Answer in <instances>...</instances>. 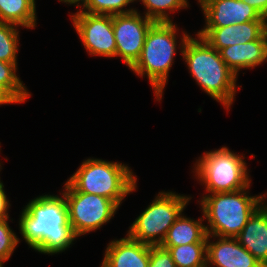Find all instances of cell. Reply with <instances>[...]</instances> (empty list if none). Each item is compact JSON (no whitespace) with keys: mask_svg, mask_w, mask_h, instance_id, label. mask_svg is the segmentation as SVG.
Masks as SVG:
<instances>
[{"mask_svg":"<svg viewBox=\"0 0 267 267\" xmlns=\"http://www.w3.org/2000/svg\"><path fill=\"white\" fill-rule=\"evenodd\" d=\"M181 53L197 84L227 110L234 101L237 76L222 60L219 51L203 38L183 33Z\"/></svg>","mask_w":267,"mask_h":267,"instance_id":"obj_2","label":"cell"},{"mask_svg":"<svg viewBox=\"0 0 267 267\" xmlns=\"http://www.w3.org/2000/svg\"><path fill=\"white\" fill-rule=\"evenodd\" d=\"M219 53L237 76L240 69L253 68L267 60V33L258 40L223 48Z\"/></svg>","mask_w":267,"mask_h":267,"instance_id":"obj_15","label":"cell"},{"mask_svg":"<svg viewBox=\"0 0 267 267\" xmlns=\"http://www.w3.org/2000/svg\"><path fill=\"white\" fill-rule=\"evenodd\" d=\"M209 239L207 235V267H263L237 238L220 237L215 243Z\"/></svg>","mask_w":267,"mask_h":267,"instance_id":"obj_13","label":"cell"},{"mask_svg":"<svg viewBox=\"0 0 267 267\" xmlns=\"http://www.w3.org/2000/svg\"><path fill=\"white\" fill-rule=\"evenodd\" d=\"M262 266L267 267V205L262 204L236 237Z\"/></svg>","mask_w":267,"mask_h":267,"instance_id":"obj_16","label":"cell"},{"mask_svg":"<svg viewBox=\"0 0 267 267\" xmlns=\"http://www.w3.org/2000/svg\"><path fill=\"white\" fill-rule=\"evenodd\" d=\"M71 18L75 30L90 55L116 57L113 15L90 14L80 10Z\"/></svg>","mask_w":267,"mask_h":267,"instance_id":"obj_9","label":"cell"},{"mask_svg":"<svg viewBox=\"0 0 267 267\" xmlns=\"http://www.w3.org/2000/svg\"><path fill=\"white\" fill-rule=\"evenodd\" d=\"M162 248L168 250L176 267H207V243Z\"/></svg>","mask_w":267,"mask_h":267,"instance_id":"obj_19","label":"cell"},{"mask_svg":"<svg viewBox=\"0 0 267 267\" xmlns=\"http://www.w3.org/2000/svg\"><path fill=\"white\" fill-rule=\"evenodd\" d=\"M254 8L263 18H267V0H241Z\"/></svg>","mask_w":267,"mask_h":267,"instance_id":"obj_27","label":"cell"},{"mask_svg":"<svg viewBox=\"0 0 267 267\" xmlns=\"http://www.w3.org/2000/svg\"><path fill=\"white\" fill-rule=\"evenodd\" d=\"M8 219L0 220V259L6 261L11 257L19 239L9 227Z\"/></svg>","mask_w":267,"mask_h":267,"instance_id":"obj_24","label":"cell"},{"mask_svg":"<svg viewBox=\"0 0 267 267\" xmlns=\"http://www.w3.org/2000/svg\"><path fill=\"white\" fill-rule=\"evenodd\" d=\"M203 218L193 220L179 216L170 227L161 247H173L191 243H207L206 226L202 224Z\"/></svg>","mask_w":267,"mask_h":267,"instance_id":"obj_17","label":"cell"},{"mask_svg":"<svg viewBox=\"0 0 267 267\" xmlns=\"http://www.w3.org/2000/svg\"><path fill=\"white\" fill-rule=\"evenodd\" d=\"M101 267H147L150 245L133 240L128 235L111 241L106 248Z\"/></svg>","mask_w":267,"mask_h":267,"instance_id":"obj_14","label":"cell"},{"mask_svg":"<svg viewBox=\"0 0 267 267\" xmlns=\"http://www.w3.org/2000/svg\"><path fill=\"white\" fill-rule=\"evenodd\" d=\"M206 17L204 28H220L247 21H267L241 0H198Z\"/></svg>","mask_w":267,"mask_h":267,"instance_id":"obj_11","label":"cell"},{"mask_svg":"<svg viewBox=\"0 0 267 267\" xmlns=\"http://www.w3.org/2000/svg\"><path fill=\"white\" fill-rule=\"evenodd\" d=\"M19 228L25 242L44 254L65 251L77 238L64 195H42L31 200L22 211Z\"/></svg>","mask_w":267,"mask_h":267,"instance_id":"obj_1","label":"cell"},{"mask_svg":"<svg viewBox=\"0 0 267 267\" xmlns=\"http://www.w3.org/2000/svg\"><path fill=\"white\" fill-rule=\"evenodd\" d=\"M154 23L148 17H142L137 10L113 15L116 57H121L129 68L140 57L146 34Z\"/></svg>","mask_w":267,"mask_h":267,"instance_id":"obj_10","label":"cell"},{"mask_svg":"<svg viewBox=\"0 0 267 267\" xmlns=\"http://www.w3.org/2000/svg\"><path fill=\"white\" fill-rule=\"evenodd\" d=\"M176 25L155 22L148 30L140 57L130 68L137 75H147L158 101L162 98L168 73L176 52Z\"/></svg>","mask_w":267,"mask_h":267,"instance_id":"obj_5","label":"cell"},{"mask_svg":"<svg viewBox=\"0 0 267 267\" xmlns=\"http://www.w3.org/2000/svg\"><path fill=\"white\" fill-rule=\"evenodd\" d=\"M4 262H5L4 260L0 259V267H3Z\"/></svg>","mask_w":267,"mask_h":267,"instance_id":"obj_30","label":"cell"},{"mask_svg":"<svg viewBox=\"0 0 267 267\" xmlns=\"http://www.w3.org/2000/svg\"><path fill=\"white\" fill-rule=\"evenodd\" d=\"M3 188L4 185L0 180V220L9 219L7 209L9 208L10 203Z\"/></svg>","mask_w":267,"mask_h":267,"instance_id":"obj_26","label":"cell"},{"mask_svg":"<svg viewBox=\"0 0 267 267\" xmlns=\"http://www.w3.org/2000/svg\"><path fill=\"white\" fill-rule=\"evenodd\" d=\"M190 199L173 192H159L149 207L131 224L127 235L151 246L161 245Z\"/></svg>","mask_w":267,"mask_h":267,"instance_id":"obj_7","label":"cell"},{"mask_svg":"<svg viewBox=\"0 0 267 267\" xmlns=\"http://www.w3.org/2000/svg\"><path fill=\"white\" fill-rule=\"evenodd\" d=\"M59 1H60V2L63 1V2H65V3H67V4H68V3H69V4H74V5L77 4V7H79L78 4L80 3V1L82 2V5H84V4L86 3L87 0H59Z\"/></svg>","mask_w":267,"mask_h":267,"instance_id":"obj_29","label":"cell"},{"mask_svg":"<svg viewBox=\"0 0 267 267\" xmlns=\"http://www.w3.org/2000/svg\"><path fill=\"white\" fill-rule=\"evenodd\" d=\"M267 21H247L220 28H204L197 33L217 51L228 46L258 40L266 32Z\"/></svg>","mask_w":267,"mask_h":267,"instance_id":"obj_12","label":"cell"},{"mask_svg":"<svg viewBox=\"0 0 267 267\" xmlns=\"http://www.w3.org/2000/svg\"><path fill=\"white\" fill-rule=\"evenodd\" d=\"M147 267H176L170 253L160 245H150V260Z\"/></svg>","mask_w":267,"mask_h":267,"instance_id":"obj_25","label":"cell"},{"mask_svg":"<svg viewBox=\"0 0 267 267\" xmlns=\"http://www.w3.org/2000/svg\"><path fill=\"white\" fill-rule=\"evenodd\" d=\"M135 0H87L82 6V12L90 14L117 15L130 13L135 9L124 10L123 7ZM137 1V0H136Z\"/></svg>","mask_w":267,"mask_h":267,"instance_id":"obj_23","label":"cell"},{"mask_svg":"<svg viewBox=\"0 0 267 267\" xmlns=\"http://www.w3.org/2000/svg\"><path fill=\"white\" fill-rule=\"evenodd\" d=\"M146 7L145 16L154 22H172L166 10L174 12L188 6L187 0H141Z\"/></svg>","mask_w":267,"mask_h":267,"instance_id":"obj_22","label":"cell"},{"mask_svg":"<svg viewBox=\"0 0 267 267\" xmlns=\"http://www.w3.org/2000/svg\"><path fill=\"white\" fill-rule=\"evenodd\" d=\"M17 25L0 21V61L17 64Z\"/></svg>","mask_w":267,"mask_h":267,"instance_id":"obj_21","label":"cell"},{"mask_svg":"<svg viewBox=\"0 0 267 267\" xmlns=\"http://www.w3.org/2000/svg\"><path fill=\"white\" fill-rule=\"evenodd\" d=\"M0 21L34 28L36 25L35 0H0Z\"/></svg>","mask_w":267,"mask_h":267,"instance_id":"obj_18","label":"cell"},{"mask_svg":"<svg viewBox=\"0 0 267 267\" xmlns=\"http://www.w3.org/2000/svg\"><path fill=\"white\" fill-rule=\"evenodd\" d=\"M15 104V102L0 88V105Z\"/></svg>","mask_w":267,"mask_h":267,"instance_id":"obj_28","label":"cell"},{"mask_svg":"<svg viewBox=\"0 0 267 267\" xmlns=\"http://www.w3.org/2000/svg\"><path fill=\"white\" fill-rule=\"evenodd\" d=\"M137 178L127 165L101 159H87L68 179L79 192L113 200L118 206L126 195L136 190Z\"/></svg>","mask_w":267,"mask_h":267,"instance_id":"obj_4","label":"cell"},{"mask_svg":"<svg viewBox=\"0 0 267 267\" xmlns=\"http://www.w3.org/2000/svg\"><path fill=\"white\" fill-rule=\"evenodd\" d=\"M243 158L222 147L204 152L194 170L210 194L234 192L246 188L251 181Z\"/></svg>","mask_w":267,"mask_h":267,"instance_id":"obj_6","label":"cell"},{"mask_svg":"<svg viewBox=\"0 0 267 267\" xmlns=\"http://www.w3.org/2000/svg\"><path fill=\"white\" fill-rule=\"evenodd\" d=\"M17 64L0 61V88L15 102L21 103L31 96L16 75Z\"/></svg>","mask_w":267,"mask_h":267,"instance_id":"obj_20","label":"cell"},{"mask_svg":"<svg viewBox=\"0 0 267 267\" xmlns=\"http://www.w3.org/2000/svg\"><path fill=\"white\" fill-rule=\"evenodd\" d=\"M64 189L69 222L77 237L109 222L119 207L111 199L77 191L68 181Z\"/></svg>","mask_w":267,"mask_h":267,"instance_id":"obj_8","label":"cell"},{"mask_svg":"<svg viewBox=\"0 0 267 267\" xmlns=\"http://www.w3.org/2000/svg\"><path fill=\"white\" fill-rule=\"evenodd\" d=\"M249 186L234 192L212 193L202 197L203 217L208 220L210 227L206 226L207 235L230 238L239 235L266 196H248L246 190Z\"/></svg>","mask_w":267,"mask_h":267,"instance_id":"obj_3","label":"cell"}]
</instances>
